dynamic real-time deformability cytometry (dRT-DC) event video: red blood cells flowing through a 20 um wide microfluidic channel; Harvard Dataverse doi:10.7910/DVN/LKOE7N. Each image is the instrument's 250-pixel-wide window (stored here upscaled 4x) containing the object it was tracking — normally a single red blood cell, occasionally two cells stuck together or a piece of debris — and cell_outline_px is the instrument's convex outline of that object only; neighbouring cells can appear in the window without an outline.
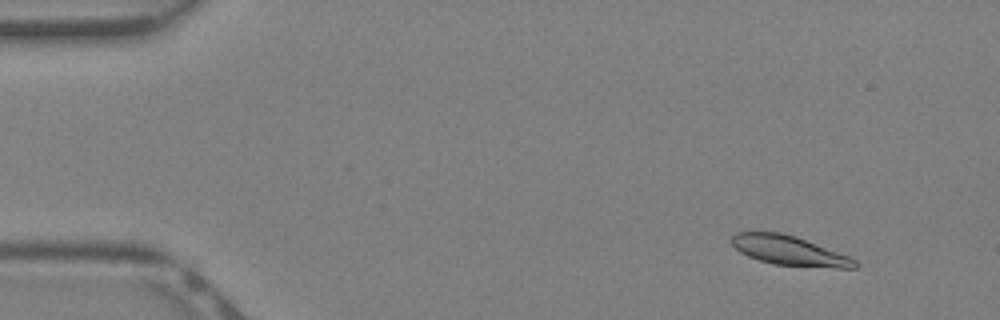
{"species": "Egyptian fruit bat (a non-hibernating species)", "species_latin": "Rousettus aegyptiacus", "temperature_condition": "warm", "stored_images_in_passage": 41, "camera_frame_rate_fps": 3000, "um_per_image_px": 0.085, "animal": {"sex": "female"}, "frame": {"image": 1, "passage_image": 3, "time_ms": 0.667, "image_size_px": [1000, 320], "cell_outline_px": [[860, 264], [856, 268], [836, 268], [772, 264], [748, 256], [740, 252], [732, 244], [732, 236], [736, 232], [752, 228], [780, 232], [796, 236], [848, 256], [856, 260]], "centroid_in_image_um": [67.01, 21.25], "position_along_channel_um": 18.0, "area_um2": 21.68}}
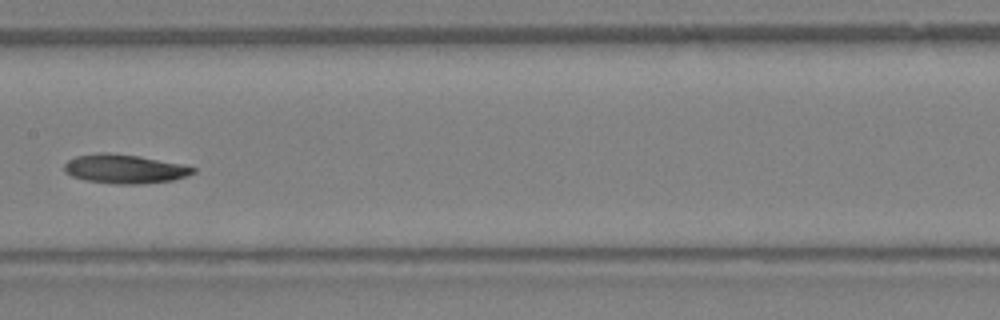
{"frame": {"image": 2, "passage_image": 20, "time_ms": 6.333, "image_size_px": [1000, 320], "cell_outline_px": [[196, 172], [172, 180], [136, 184], [120, 184], [88, 180], [72, 176], [64, 172], [64, 164], [68, 160], [76, 156], [96, 152], [108, 152], [140, 156], [180, 164], [196, 168]], "centroid_in_image_um": [10.55, 14.34], "position_along_channel_um": 196.8, "area_um2": 21.56}}
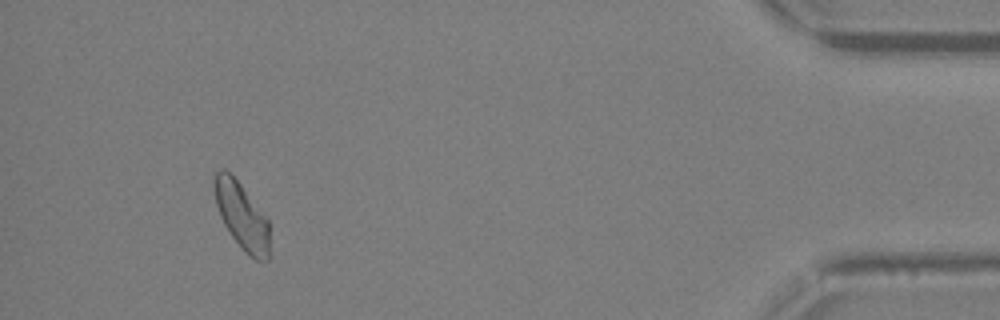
{"frame": {"image": 3, "passage_image": 37, "time_ms": 12.0, "image_size_px": [1000, 320], "cell_outline_px": [[268, 260], [256, 260], [244, 252], [232, 236], [224, 224], [220, 216], [216, 204], [212, 184], [212, 180], [216, 172], [220, 168], [224, 168], [240, 184], [268, 220]], "centroid_in_image_um": [20.5, 18.33], "position_along_channel_um": 414.7, "area_um2": 21.15}}